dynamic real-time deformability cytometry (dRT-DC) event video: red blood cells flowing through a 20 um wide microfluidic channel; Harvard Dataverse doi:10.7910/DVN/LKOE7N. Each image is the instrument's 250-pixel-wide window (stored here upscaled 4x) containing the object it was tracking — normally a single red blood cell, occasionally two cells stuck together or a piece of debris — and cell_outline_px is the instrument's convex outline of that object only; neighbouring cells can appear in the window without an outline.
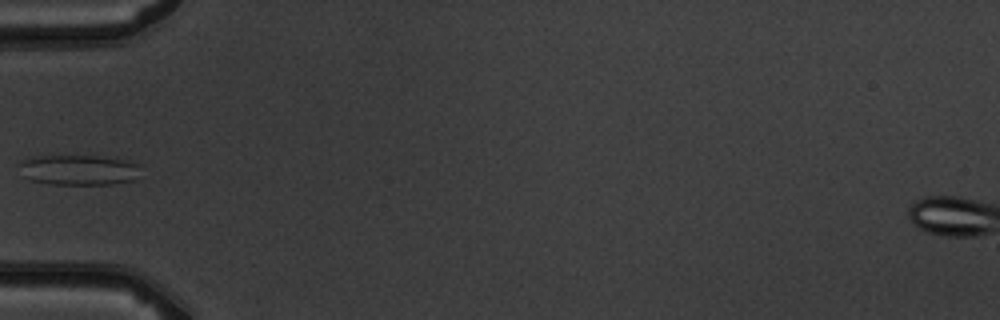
{"species": "common noctule bat (a hibernating species)", "species_latin": "Nyctalus noctula", "temperature_condition": "warm", "stored_images_in_passage": 1, "camera_frame_rate_fps": 3000, "um_per_image_px": 0.085, "animal": {"sex": "male", "body_mass_g": 19.5, "forearm_length_mm": 54.6}, "frame": {"image": 1, "passage_image": 1, "time_ms": 0.0, "image_size_px": [1000, 320], "cell_outline_px": [[136, 164], [132, 180], [112, 184], [52, 184], [32, 180], [24, 176], [16, 164], [20, 160], [32, 156], [96, 156], [128, 160]], "centroid_in_image_um": [6.54, 14.43], "position_along_channel_um": 78.5, "area_um2": 21.04}}